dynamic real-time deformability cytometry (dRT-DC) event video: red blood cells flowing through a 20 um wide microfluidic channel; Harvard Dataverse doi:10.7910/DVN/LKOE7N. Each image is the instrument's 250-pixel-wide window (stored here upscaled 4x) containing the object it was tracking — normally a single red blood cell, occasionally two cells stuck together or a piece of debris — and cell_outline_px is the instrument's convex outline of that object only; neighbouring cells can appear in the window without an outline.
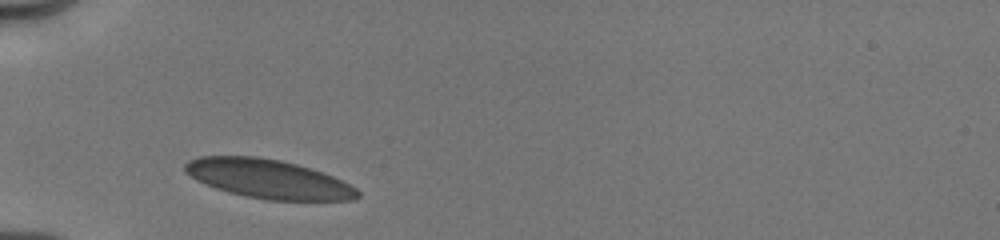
{"species": "human", "species_latin": "Homo sapiens", "temperature_condition": "cold", "stored_images_in_passage": 3, "camera_frame_rate_fps": 3000, "um_per_image_px": 0.085, "donor": {"sex": "male"}, "frame": {"image": 1, "passage_image": 1, "time_ms": 0.0, "image_size_px": [1000, 240], "cell_outline_px": [[360, 196], [356, 200], [268, 200], [228, 192], [216, 188], [196, 180], [184, 172], [184, 164], [188, 160], [200, 156], [256, 156], [280, 160], [296, 164], [332, 176], [356, 188], [360, 192]], "centroid_in_image_um": [22.77, 15.2], "position_along_channel_um": 62.2, "area_um2": 38.96}}